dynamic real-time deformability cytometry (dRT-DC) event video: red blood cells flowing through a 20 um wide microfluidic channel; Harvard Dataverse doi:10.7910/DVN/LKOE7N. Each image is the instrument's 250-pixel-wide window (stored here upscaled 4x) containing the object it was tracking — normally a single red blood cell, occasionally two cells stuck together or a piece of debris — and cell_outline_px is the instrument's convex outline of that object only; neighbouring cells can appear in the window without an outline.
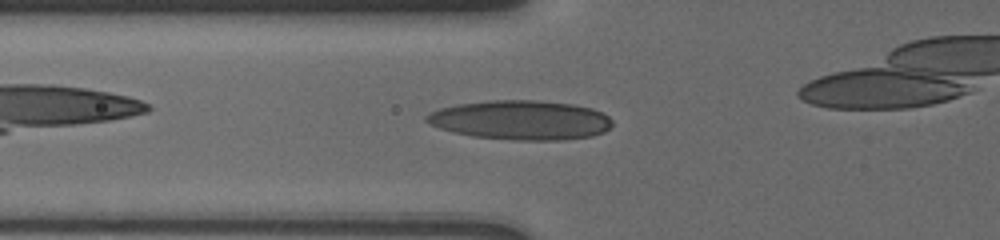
{"species": "human", "species_latin": "Homo sapiens", "temperature_condition": "cold", "stored_images_in_passage": 31, "camera_frame_rate_fps": 3000, "um_per_image_px": 0.085, "donor": {"sex": "male"}, "frame": {"image": 1, "passage_image": 5, "time_ms": 1.333, "image_size_px": [1000, 240], "cell_outline_px": [[612, 124], [604, 132], [592, 136], [564, 140], [516, 140], [472, 136], [440, 128], [428, 124], [424, 120], [424, 116], [440, 108], [460, 104], [492, 100], [536, 100], [572, 104], [592, 108], [608, 116], [612, 120]], "centroid_in_image_um": [44.27, 10.21], "position_along_channel_um": 81.5, "area_um2": 42.48}}
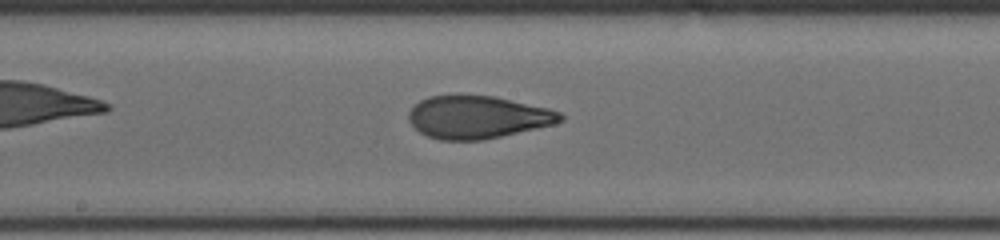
{"frame": {"image": 2, "passage_image": 12, "time_ms": 4.667, "image_size_px": [1000, 240], "cell_outline_px": [[564, 120], [556, 124], [484, 140], [440, 140], [428, 136], [420, 132], [408, 120], [408, 112], [420, 100], [428, 96], [496, 96], [548, 108], [560, 112], [564, 116]], "centroid_in_image_um": [40.63, 9.97], "position_along_channel_um": 207.6, "area_um2": 37.69}}
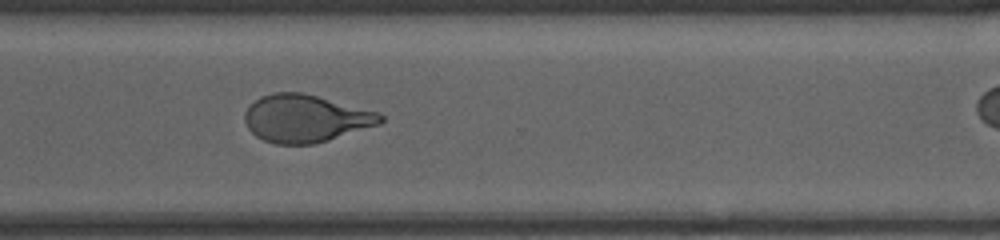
{"frame": {"image": 3, "passage_image": 24, "time_ms": 8.333, "image_size_px": [1000, 240], "cell_outline_px": [[384, 120], [380, 124], [328, 140], [312, 144], [276, 144], [264, 140], [256, 136], [248, 128], [244, 120], [244, 112], [260, 96], [272, 92], [304, 92], [380, 112], [384, 116]], "centroid_in_image_um": [25.99, 10.05], "position_along_channel_um": 344.6, "area_um2": 37.74}}